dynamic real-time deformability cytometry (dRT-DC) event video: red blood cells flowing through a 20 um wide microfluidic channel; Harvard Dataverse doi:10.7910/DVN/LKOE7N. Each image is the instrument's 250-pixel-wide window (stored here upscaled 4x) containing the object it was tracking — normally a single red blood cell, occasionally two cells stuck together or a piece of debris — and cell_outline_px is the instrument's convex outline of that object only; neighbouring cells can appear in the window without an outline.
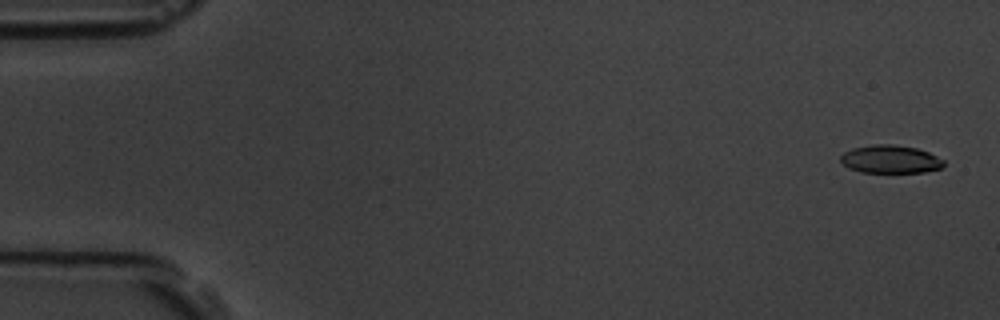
{"species": "common noctule bat (a hibernating species)", "species_latin": "Nyctalus noctula", "temperature_condition": "room temperature", "stored_images_in_passage": 5, "camera_frame_rate_fps": 3000, "um_per_image_px": 0.085, "animal": {"sex": "male", "body_mass_g": 19.5, "forearm_length_mm": 54.6}, "frame": {"image": 1, "passage_image": 1, "time_ms": 0.0, "image_size_px": [1000, 320], "cell_outline_px": [[944, 164], [940, 168], [924, 172], [860, 172], [848, 168], [840, 160], [840, 156], [844, 152], [852, 148], [872, 144], [892, 144], [916, 148], [928, 152], [944, 160]], "centroid_in_image_um": [75.65, 13.53], "position_along_channel_um": 9.3, "area_um2": 16.82}}
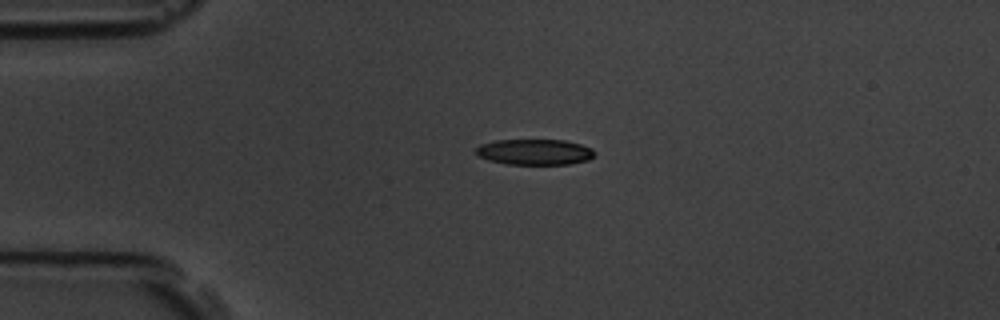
{"frame": {"image": 2, "passage_image": 4, "time_ms": 3.667, "image_size_px": [1000, 320], "cell_outline_px": [[596, 152], [588, 160], [568, 164], [508, 164], [488, 160], [476, 156], [476, 148], [480, 144], [496, 140], [564, 140], [580, 144], [592, 148]], "centroid_in_image_um": [45.42, 12.91], "position_along_channel_um": 39.6, "area_um2": 17.8}}